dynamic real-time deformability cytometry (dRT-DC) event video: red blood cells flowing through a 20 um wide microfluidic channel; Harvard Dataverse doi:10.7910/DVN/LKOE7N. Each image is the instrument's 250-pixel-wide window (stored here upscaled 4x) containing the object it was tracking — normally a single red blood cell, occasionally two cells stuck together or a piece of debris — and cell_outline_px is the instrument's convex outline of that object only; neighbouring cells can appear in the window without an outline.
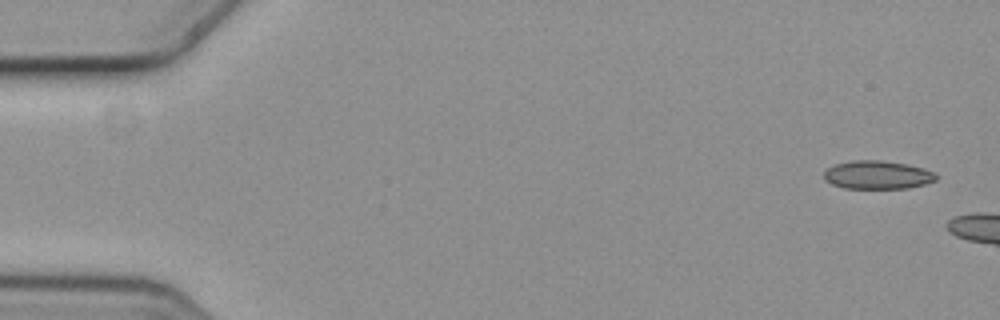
{"species": "common noctule bat (a hibernating species)", "species_latin": "Nyctalus noctula", "temperature_condition": "cold", "stored_images_in_passage": 3, "camera_frame_rate_fps": 3000, "um_per_image_px": 0.085, "animal": {"sex": "female", "body_mass_g": 19.3, "forearm_length_mm": 54.1}, "frame": {"image": 1, "passage_image": 1, "time_ms": 0.0, "image_size_px": [1000, 320], "cell_outline_px": [[936, 180], [924, 184], [908, 188], [844, 188], [832, 184], [824, 180], [824, 172], [828, 168], [836, 164], [852, 160], [880, 160], [908, 164], [924, 168], [936, 172]], "centroid_in_image_um": [74.59, 14.86], "position_along_channel_um": 10.4, "area_um2": 18.55}}